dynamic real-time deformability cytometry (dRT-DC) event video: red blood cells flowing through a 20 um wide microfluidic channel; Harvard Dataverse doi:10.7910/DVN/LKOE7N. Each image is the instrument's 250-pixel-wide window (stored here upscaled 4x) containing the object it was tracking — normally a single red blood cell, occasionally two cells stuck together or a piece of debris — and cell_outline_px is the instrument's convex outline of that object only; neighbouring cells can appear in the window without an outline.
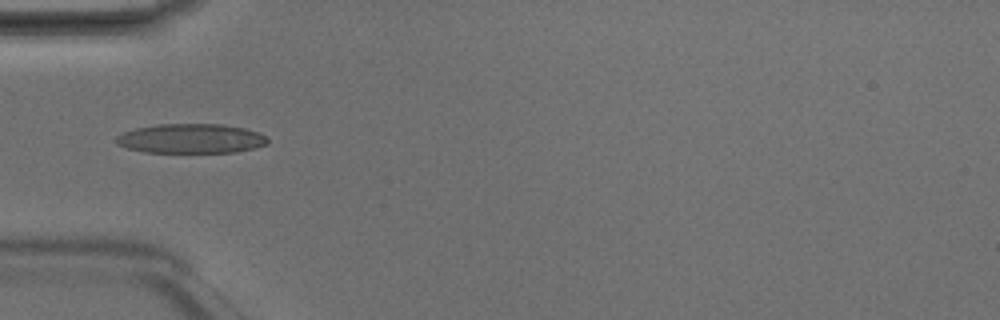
{"species": "Egyptian fruit bat (a non-hibernating species)", "species_latin": "Rousettus aegyptiacus", "temperature_condition": "room temperature", "stored_images_in_passage": 4, "camera_frame_rate_fps": 3000, "um_per_image_px": 0.085, "animal": {"sex": "male"}, "frame": {"image": 1, "passage_image": 4, "time_ms": 1.0, "image_size_px": [1000, 320], "cell_outline_px": [[268, 144], [236, 152], [144, 152], [128, 148], [116, 144], [116, 136], [124, 132], [136, 128], [160, 124], [220, 124], [244, 128], [256, 132], [264, 136], [268, 140]], "centroid_in_image_um": [16.21, 11.78], "position_along_channel_um": 68.8, "area_um2": 25.78}}